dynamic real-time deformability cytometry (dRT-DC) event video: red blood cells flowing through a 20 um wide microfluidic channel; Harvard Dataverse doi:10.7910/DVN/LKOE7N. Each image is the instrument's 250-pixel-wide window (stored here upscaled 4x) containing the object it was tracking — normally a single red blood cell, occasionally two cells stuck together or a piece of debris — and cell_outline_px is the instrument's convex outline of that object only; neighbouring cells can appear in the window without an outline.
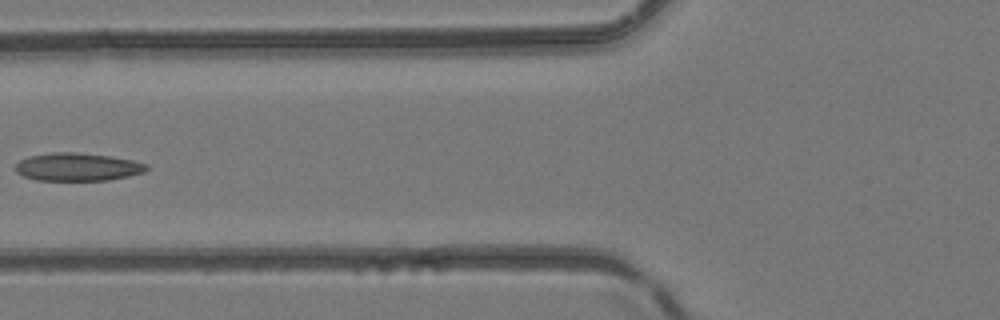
{"species": "common noctule bat (a hibernating species)", "species_latin": "Nyctalus noctula", "temperature_condition": "room temperature", "stored_images_in_passage": 6, "camera_frame_rate_fps": 3000, "um_per_image_px": 0.085, "animal": {"sex": "female", "body_mass_g": 24.6, "forearm_length_mm": 56.2}, "frame": {"image": 1, "passage_image": 6, "time_ms": 1.667, "image_size_px": [1000, 320], "cell_outline_px": [[148, 168], [144, 172], [128, 176], [108, 180], [36, 180], [24, 176], [16, 172], [16, 164], [20, 160], [28, 156], [56, 152], [76, 152], [112, 156], [132, 160], [148, 164]], "centroid_in_image_um": [6.6, 14.18], "position_along_channel_um": 119.2, "area_um2": 21.33}}